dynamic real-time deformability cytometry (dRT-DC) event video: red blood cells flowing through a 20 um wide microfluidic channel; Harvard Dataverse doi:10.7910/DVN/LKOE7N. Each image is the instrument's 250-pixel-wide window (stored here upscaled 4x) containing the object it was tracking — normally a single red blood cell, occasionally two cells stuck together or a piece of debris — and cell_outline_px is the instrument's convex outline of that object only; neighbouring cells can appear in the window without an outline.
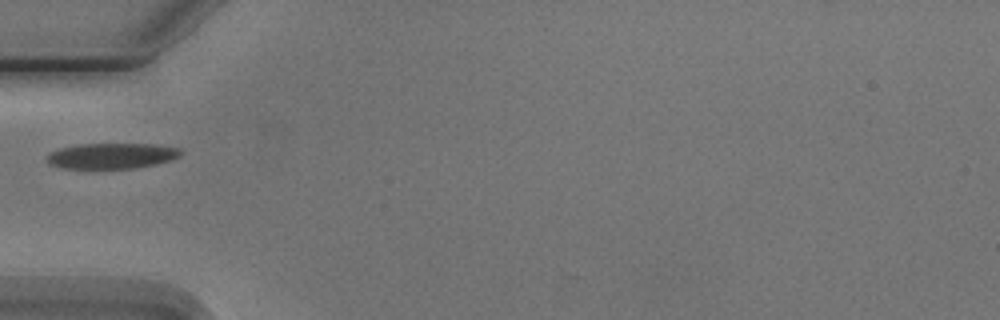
{"species": "Egyptian fruit bat (a non-hibernating species)", "species_latin": "Rousettus aegyptiacus", "temperature_condition": "cold", "stored_images_in_passage": 1, "camera_frame_rate_fps": 3000, "um_per_image_px": 0.085, "animal": {"sex": "male"}, "frame": {"image": 1, "passage_image": 1, "time_ms": 0.0, "image_size_px": [1000, 320], "cell_outline_px": [[184, 152], [180, 156], [172, 160], [136, 168], [60, 168], [48, 164], [48, 156], [52, 152], [60, 148], [76, 144], [160, 144], [180, 148]], "centroid_in_image_um": [9.55, 13.24], "position_along_channel_um": 75.4, "area_um2": 20.06}}